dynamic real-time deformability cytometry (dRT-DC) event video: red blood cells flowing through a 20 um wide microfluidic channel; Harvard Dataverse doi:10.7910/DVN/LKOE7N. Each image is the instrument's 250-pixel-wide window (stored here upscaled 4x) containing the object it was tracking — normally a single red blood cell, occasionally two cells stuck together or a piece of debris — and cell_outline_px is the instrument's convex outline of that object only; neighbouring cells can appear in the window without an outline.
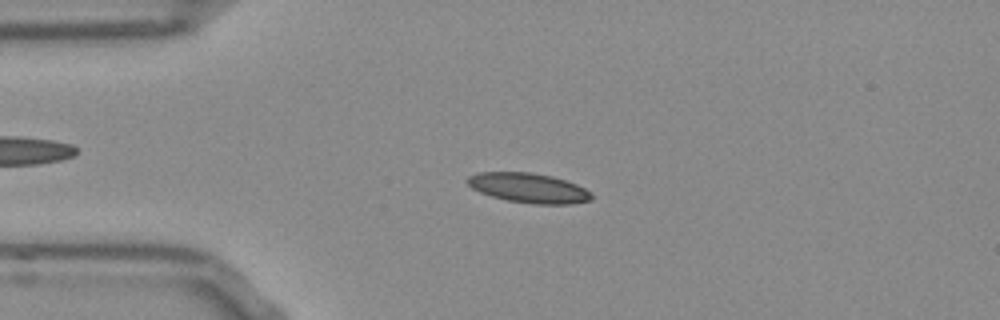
{"species": "Egyptian fruit bat (a non-hibernating species)", "species_latin": "Rousettus aegyptiacus", "temperature_condition": "room temperature", "stored_images_in_passage": 49, "camera_frame_rate_fps": 3000, "um_per_image_px": 0.085, "frame": {"image": 1, "passage_image": 9, "time_ms": 2.667, "image_size_px": [1000, 320], "cell_outline_px": [[592, 200], [568, 204], [536, 204], [508, 200], [492, 196], [480, 192], [472, 188], [464, 180], [468, 176], [476, 172], [532, 172], [552, 176], [576, 184], [584, 188], [592, 196]], "centroid_in_image_um": [44.89, 15.96], "position_along_channel_um": 40.1, "area_um2": 21.39}}
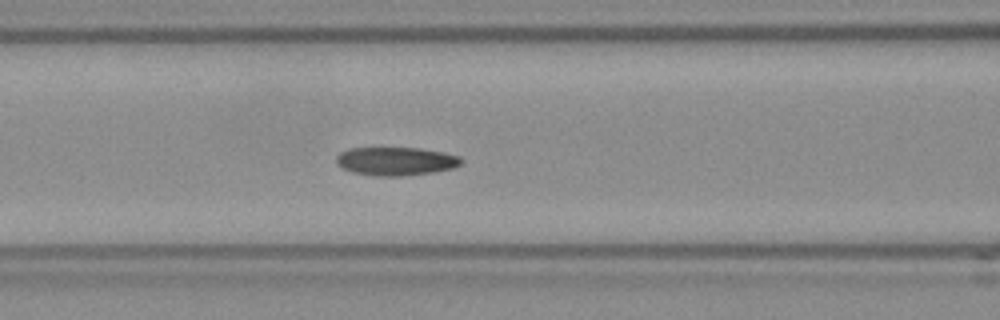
{"frame": {"image": 2, "passage_image": 18, "time_ms": 5.667, "image_size_px": [1000, 320], "cell_outline_px": [[464, 160], [460, 164], [452, 168], [432, 172], [400, 176], [376, 176], [352, 172], [336, 164], [336, 156], [340, 152], [348, 148], [420, 148], [460, 156]], "centroid_in_image_um": [33.62, 13.7], "position_along_channel_um": 133.0, "area_um2": 20.58}}
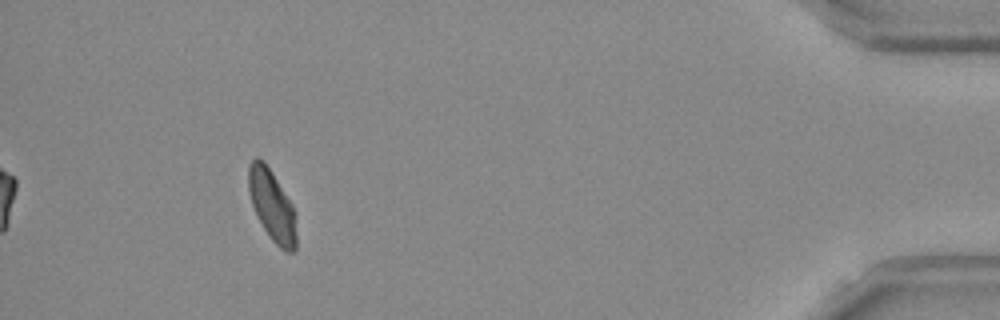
{"frame": {"image": 3, "passage_image": 45, "time_ms": 14.667, "image_size_px": [1000, 320], "cell_outline_px": [[296, 248], [292, 252], [288, 252], [280, 248], [272, 240], [264, 228], [252, 204], [248, 188], [248, 164], [256, 156], [264, 160], [272, 172], [292, 204], [296, 212]], "centroid_in_image_um": [23.13, 17.44], "position_along_channel_um": 412.1, "area_um2": 19.83}, "authors_computed_cell_mechanics": {"area_um2": 20.2878, "velocity_mm_per_s": 3.8452, "shape_relaxation_time_tau1_ms": 6.9093, "shape_relaxation_time_tau2_ms": 2.4541, "deformation_change_tau1": 0.1676, "deformation_change_tau2": 0.0673}}